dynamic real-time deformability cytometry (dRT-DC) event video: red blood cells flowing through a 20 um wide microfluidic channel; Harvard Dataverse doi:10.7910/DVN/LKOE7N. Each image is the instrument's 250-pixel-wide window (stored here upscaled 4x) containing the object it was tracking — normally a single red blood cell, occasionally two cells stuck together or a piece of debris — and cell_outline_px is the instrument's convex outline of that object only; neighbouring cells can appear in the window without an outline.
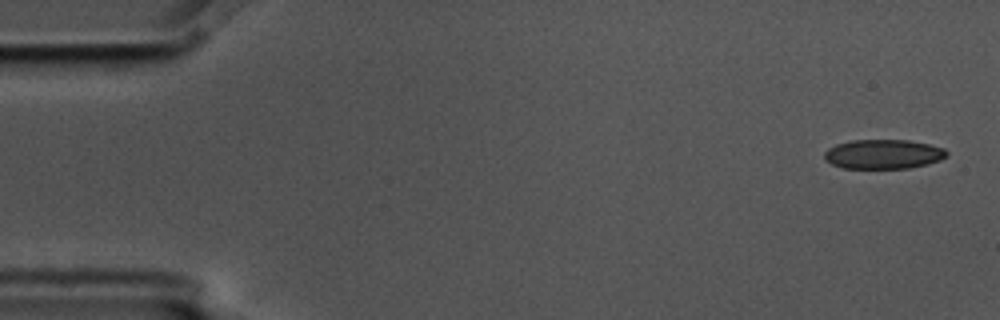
{"species": "common noctule bat (a hibernating species)", "species_latin": "Nyctalus noctula", "temperature_condition": "cold", "stored_images_in_passage": 5, "camera_frame_rate_fps": 3000, "um_per_image_px": 0.085, "animal": {"sex": "male", "body_mass_g": 17.5, "forearm_length_mm": 52.3}, "frame": {"image": 1, "passage_image": 1, "time_ms": 0.0, "image_size_px": [1000, 320], "cell_outline_px": [[948, 156], [940, 160], [928, 164], [908, 168], [844, 168], [832, 164], [824, 160], [824, 152], [828, 148], [836, 144], [852, 140], [908, 140], [928, 144], [944, 148], [948, 152]], "centroid_in_image_um": [75.08, 13.1], "position_along_channel_um": 9.9, "area_um2": 21.04}}
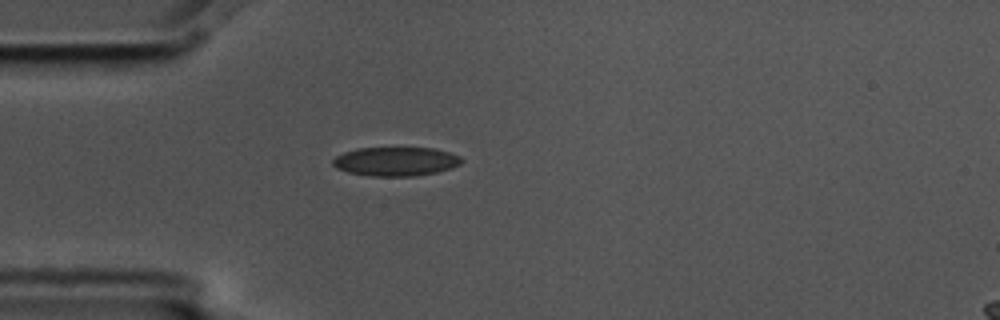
{"frame": {"image": 2, "passage_image": 5, "time_ms": 1.333, "image_size_px": [1000, 320], "cell_outline_px": [[464, 160], [460, 164], [452, 168], [436, 172], [412, 176], [372, 176], [348, 172], [336, 168], [332, 164], [332, 160], [336, 156], [344, 152], [356, 148], [432, 148], [448, 152], [460, 156]], "centroid_in_image_um": [33.63, 13.72], "position_along_channel_um": 51.4, "area_um2": 21.68}}